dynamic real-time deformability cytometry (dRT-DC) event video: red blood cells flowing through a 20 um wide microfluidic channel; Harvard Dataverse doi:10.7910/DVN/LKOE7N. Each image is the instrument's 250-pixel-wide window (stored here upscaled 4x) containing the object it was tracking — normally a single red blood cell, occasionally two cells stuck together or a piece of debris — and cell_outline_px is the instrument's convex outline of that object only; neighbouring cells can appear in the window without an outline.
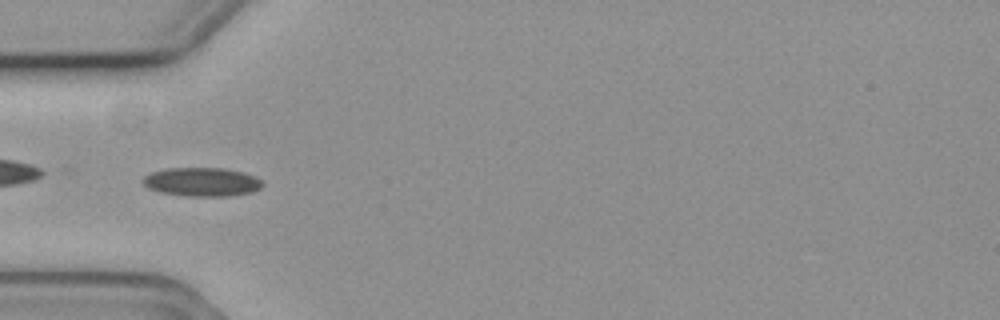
{"species": "common noctule bat (a hibernating species)", "species_latin": "Nyctalus noctula", "temperature_condition": "cold", "stored_images_in_passage": 45, "camera_frame_rate_fps": 3000, "um_per_image_px": 0.085, "animal": {"sex": "female", "body_mass_g": 19.3, "forearm_length_mm": 54.1}, "frame": {"image": 1, "passage_image": 7, "time_ms": 2.0, "image_size_px": [1000, 320], "cell_outline_px": [[264, 184], [260, 188], [252, 192], [228, 196], [188, 196], [160, 192], [148, 188], [144, 184], [144, 176], [152, 172], [168, 168], [224, 168], [244, 172], [256, 176]], "centroid_in_image_um": [17.19, 15.46], "position_along_channel_um": 67.8, "area_um2": 20.0}}
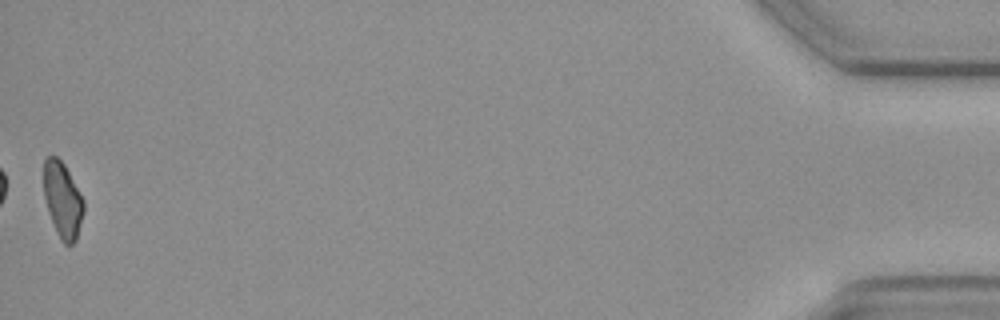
{"frame": {"image": 2, "passage_image": 45, "time_ms": 14.667, "image_size_px": [1000, 320], "cell_outline_px": [[84, 212], [76, 240], [72, 244], [64, 244], [60, 240], [56, 232], [48, 212], [44, 196], [44, 160], [48, 156], [56, 156], [64, 164], [84, 200]], "centroid_in_image_um": [5.32, 17.02], "position_along_channel_um": 429.9, "area_um2": 17.57}, "authors_computed_cell_mechanics": {"area_um2": 19.3052, "velocity_mm_per_s": 3.6778, "shape_relaxation_time_tau1_ms": 6.2628, "shape_relaxation_time_tau2_ms": 9.0195, "deformation_change_tau1": 0.1236, "deformation_change_tau2": 0.1827}}